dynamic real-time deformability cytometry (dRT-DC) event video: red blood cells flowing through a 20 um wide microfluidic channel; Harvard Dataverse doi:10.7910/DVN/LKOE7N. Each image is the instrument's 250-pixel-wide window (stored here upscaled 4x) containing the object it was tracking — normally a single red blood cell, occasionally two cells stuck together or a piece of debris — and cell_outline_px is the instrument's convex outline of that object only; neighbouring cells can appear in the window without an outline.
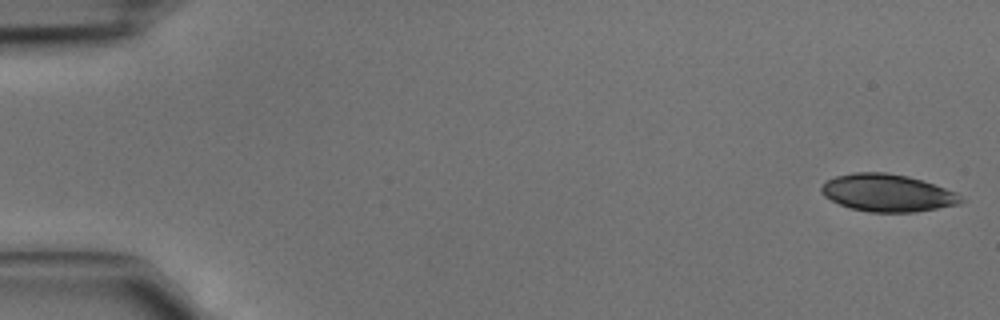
{"species": "common noctule bat (a hibernating species)", "species_latin": "Nyctalus noctula", "temperature_condition": "cold", "stored_images_in_passage": 44, "camera_frame_rate_fps": 3000, "um_per_image_px": 0.085, "animal": {"sex": "male", "body_mass_g": 15.6}, "frame": {"image": 1, "passage_image": 1, "time_ms": 0.0, "image_size_px": [1000, 320], "cell_outline_px": [[964, 200], [960, 204], [912, 212], [872, 212], [852, 208], [840, 204], [824, 196], [820, 192], [820, 188], [828, 180], [836, 176], [856, 172], [884, 172], [908, 176], [956, 192]], "centroid_in_image_um": [75.42, 16.39], "position_along_channel_um": 9.6, "area_um2": 30.0}}
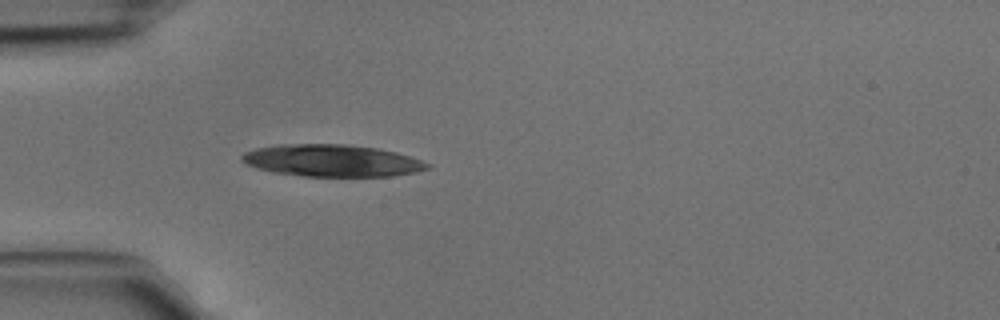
{"frame": {"image": 2, "passage_image": 13, "time_ms": 4.0, "image_size_px": [1000, 320], "cell_outline_px": [[432, 168], [416, 172], [392, 176], [304, 176], [276, 172], [260, 168], [248, 164], [240, 160], [240, 156], [244, 152], [256, 148], [280, 144], [344, 144], [376, 148], [396, 152], [432, 164]], "centroid_in_image_um": [28.25, 13.65], "position_along_channel_um": 56.8, "area_um2": 34.45}}